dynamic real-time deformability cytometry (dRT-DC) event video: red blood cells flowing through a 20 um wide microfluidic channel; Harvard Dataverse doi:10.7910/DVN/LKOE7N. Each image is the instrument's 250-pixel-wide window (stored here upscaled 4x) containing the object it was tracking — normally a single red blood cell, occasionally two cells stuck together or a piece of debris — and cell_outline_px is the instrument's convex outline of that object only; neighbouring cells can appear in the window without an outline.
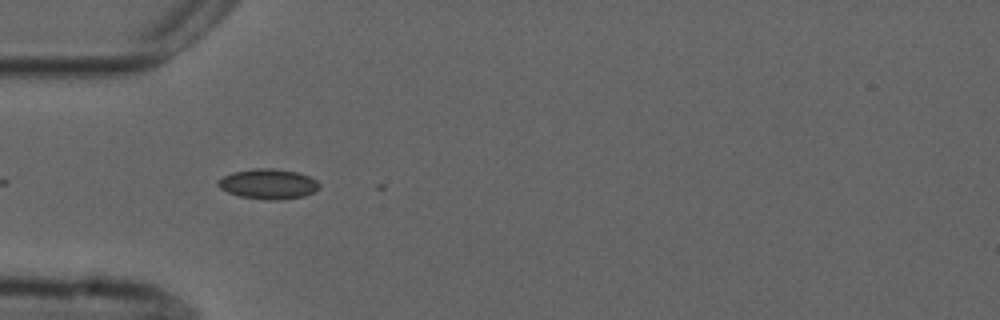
{"species": "common noctule bat (a hibernating species)", "species_latin": "Nyctalus noctula", "temperature_condition": "cold", "stored_images_in_passage": 2, "camera_frame_rate_fps": 3000, "um_per_image_px": 0.085, "animal": {"sex": "male", "forearm_length_mm": 52.5}, "frame": {"image": 1, "passage_image": 1, "time_ms": 0.0, "image_size_px": [1000, 320], "cell_outline_px": [[320, 188], [304, 196], [280, 200], [268, 200], [240, 196], [228, 192], [220, 188], [216, 184], [216, 180], [232, 172], [256, 168], [272, 168], [296, 172], [308, 176], [316, 180], [320, 184]], "centroid_in_image_um": [22.78, 15.64], "position_along_channel_um": 62.2, "area_um2": 17.74}}